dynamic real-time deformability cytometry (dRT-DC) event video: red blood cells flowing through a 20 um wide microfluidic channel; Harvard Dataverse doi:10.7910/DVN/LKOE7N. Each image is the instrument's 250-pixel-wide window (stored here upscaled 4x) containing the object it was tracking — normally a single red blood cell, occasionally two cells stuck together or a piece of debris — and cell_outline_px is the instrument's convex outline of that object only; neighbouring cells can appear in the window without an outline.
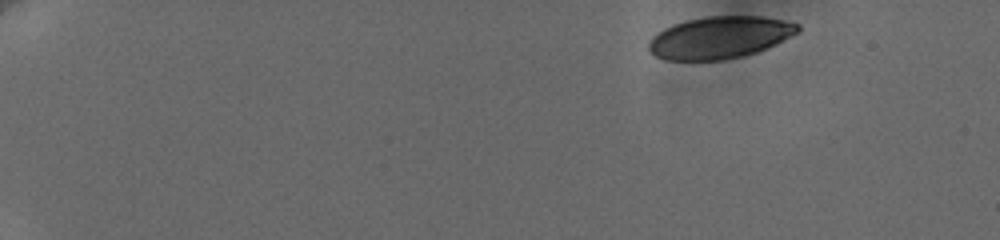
{"species": "human", "species_latin": "Homo sapiens", "temperature_condition": "cold", "stored_images_in_passage": 6, "camera_frame_rate_fps": 3000, "um_per_image_px": 0.085, "donor": {"sex": "female"}, "frame": {"image": 1, "passage_image": 1, "time_ms": 0.0, "image_size_px": [1000, 240], "cell_outline_px": [[800, 32], [776, 44], [756, 52], [740, 56], [720, 60], [664, 60], [656, 56], [648, 48], [648, 44], [652, 36], [664, 28], [672, 24], [684, 20], [708, 16], [760, 16], [800, 24]], "centroid_in_image_um": [61.16, 3.18], "position_along_channel_um": 23.8, "area_um2": 36.53}}
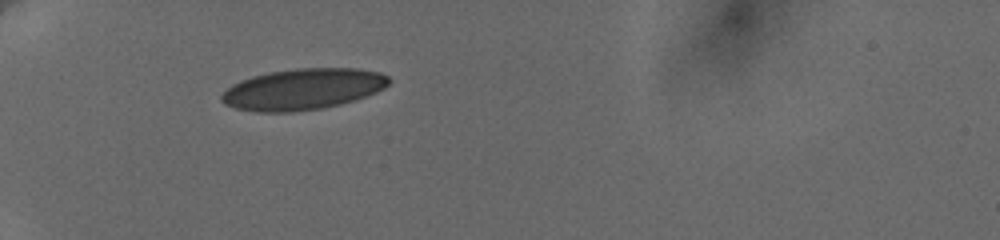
{"frame": {"image": 2, "passage_image": 5, "time_ms": 4.333, "image_size_px": [1000, 240], "cell_outline_px": [[392, 80], [384, 88], [376, 92], [340, 104], [320, 108], [292, 112], [256, 112], [236, 108], [224, 104], [220, 100], [220, 96], [232, 84], [240, 80], [252, 76], [268, 72], [296, 68], [356, 68], [380, 72], [388, 76]], "centroid_in_image_um": [25.72, 7.57], "position_along_channel_um": 59.3, "area_um2": 40.11}}